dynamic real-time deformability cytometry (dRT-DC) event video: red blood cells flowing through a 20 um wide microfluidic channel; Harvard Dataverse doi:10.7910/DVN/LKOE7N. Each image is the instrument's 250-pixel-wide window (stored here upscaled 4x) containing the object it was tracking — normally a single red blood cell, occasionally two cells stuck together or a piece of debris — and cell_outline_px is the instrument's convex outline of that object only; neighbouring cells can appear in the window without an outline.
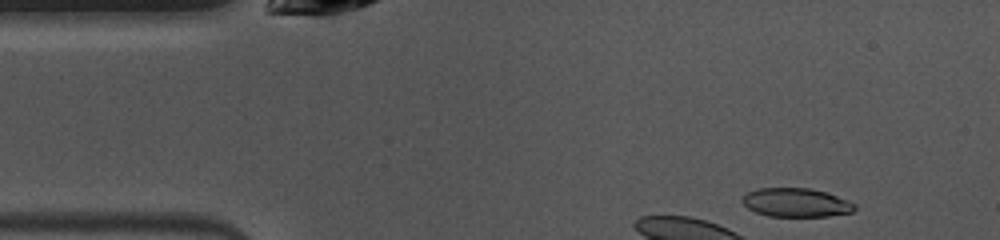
{"species": "common noctule bat (a hibernating species)", "species_latin": "Nyctalus noctula", "temperature_condition": "warm", "stored_images_in_passage": 5, "camera_frame_rate_fps": 3000, "um_per_image_px": 0.085, "animal": {"sex": "female", "body_mass_g": 10.0, "forearm_length_mm": 53.1}, "frame": {"image": 1, "passage_image": 1, "time_ms": 0.0, "image_size_px": [1000, 240], "cell_outline_px": [[856, 208], [852, 212], [828, 216], [768, 216], [756, 212], [748, 208], [740, 200], [748, 192], [760, 188], [812, 188], [848, 200], [856, 204]], "centroid_in_image_um": [67.67, 17.22], "position_along_channel_um": 17.3, "area_um2": 18.73}}